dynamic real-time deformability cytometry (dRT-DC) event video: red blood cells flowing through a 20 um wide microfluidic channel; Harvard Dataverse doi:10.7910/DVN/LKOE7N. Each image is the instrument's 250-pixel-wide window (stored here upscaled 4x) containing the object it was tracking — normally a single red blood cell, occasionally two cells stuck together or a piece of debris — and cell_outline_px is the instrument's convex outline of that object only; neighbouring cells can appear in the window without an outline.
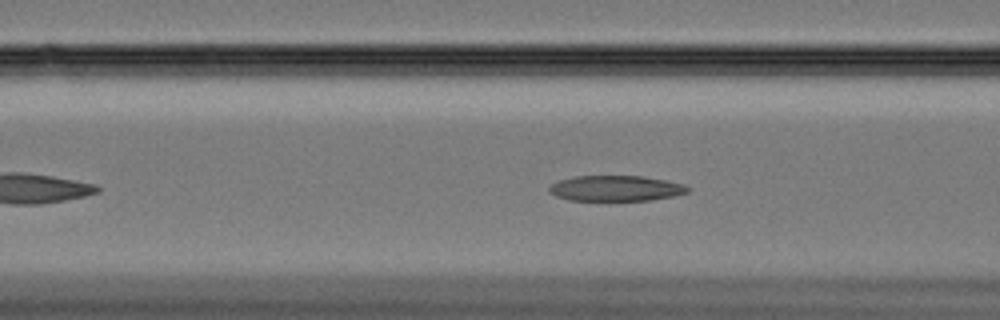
{"species": "Egyptian fruit bat (a non-hibernating species)", "species_latin": "Rousettus aegyptiacus", "temperature_condition": "cold", "stored_images_in_passage": 51, "camera_frame_rate_fps": 3000, "um_per_image_px": 0.085, "animal": {"sex": "female"}, "frame": {"image": 1, "passage_image": 14, "time_ms": 4.333, "image_size_px": [1000, 320], "cell_outline_px": [[692, 188], [688, 192], [672, 196], [652, 200], [568, 200], [556, 196], [548, 192], [548, 188], [552, 184], [560, 180], [576, 176], [644, 176], [684, 184]], "centroid_in_image_um": [52.35, 16.01], "position_along_channel_um": 114.2, "area_um2": 20.58}}
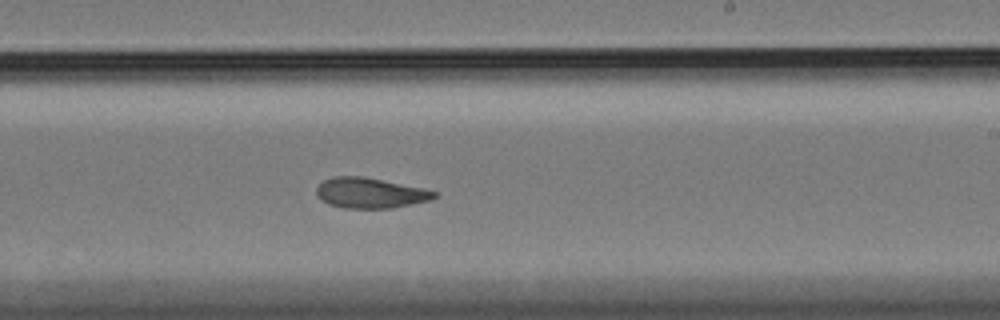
{"frame": {"image": 2, "passage_image": 27, "time_ms": 8.667, "image_size_px": [1000, 320], "cell_outline_px": [[436, 196], [432, 200], [392, 208], [344, 208], [328, 204], [320, 200], [316, 192], [316, 188], [324, 180], [332, 176], [364, 176], [424, 188], [436, 192]], "centroid_in_image_um": [31.45, 16.4], "position_along_channel_um": 257.5, "area_um2": 20.98}}
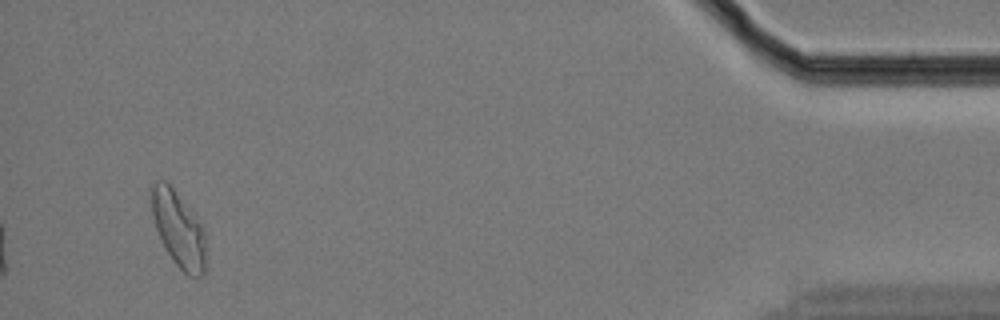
{"frame": {"image": 3, "passage_image": 48, "time_ms": 15.667, "image_size_px": [1000, 320], "cell_outline_px": [[204, 272], [200, 276], [188, 276], [172, 260], [160, 240], [152, 216], [152, 184], [156, 180], [168, 180], [204, 224]], "centroid_in_image_um": [15.17, 19.41], "position_along_channel_um": 420.0, "area_um2": 24.28}, "authors_computed_cell_mechanics": {"area_um2": 22.253, "velocity_mm_per_s": 3.305, "shape_relaxation_time_tau1_ms": null, "shape_relaxation_time_tau2_ms": 3.864, "deformation_change_tau1": null, "deformation_change_tau2": 0.0996}}